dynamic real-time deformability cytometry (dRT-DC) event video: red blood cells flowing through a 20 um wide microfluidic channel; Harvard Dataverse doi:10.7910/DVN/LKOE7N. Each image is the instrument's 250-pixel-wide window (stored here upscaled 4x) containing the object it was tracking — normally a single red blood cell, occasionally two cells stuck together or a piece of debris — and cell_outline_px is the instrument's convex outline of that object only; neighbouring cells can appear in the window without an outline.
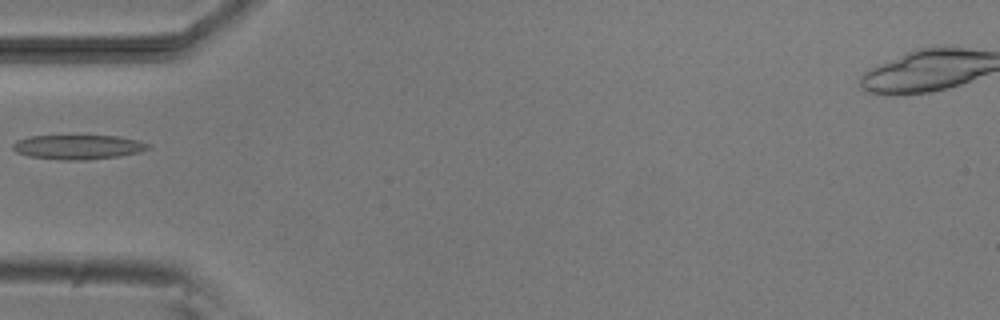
{"species": "common noctule bat (a hibernating species)", "species_latin": "Nyctalus noctula", "temperature_condition": "room temperature", "stored_images_in_passage": 1, "camera_frame_rate_fps": 3000, "um_per_image_px": 0.085, "animal": {"sex": "male", "body_mass_g": 20.5, "forearm_length_mm": 52.5}, "frame": {"image": 1, "passage_image": 1, "time_ms": 0.0, "image_size_px": [1000, 320], "cell_outline_px": [[152, 148], [120, 156], [84, 160], [64, 160], [28, 156], [16, 152], [12, 148], [12, 144], [16, 140], [28, 136], [120, 136], [140, 140], [152, 144]], "centroid_in_image_um": [6.66, 12.49], "position_along_channel_um": 78.3, "area_um2": 19.42}}